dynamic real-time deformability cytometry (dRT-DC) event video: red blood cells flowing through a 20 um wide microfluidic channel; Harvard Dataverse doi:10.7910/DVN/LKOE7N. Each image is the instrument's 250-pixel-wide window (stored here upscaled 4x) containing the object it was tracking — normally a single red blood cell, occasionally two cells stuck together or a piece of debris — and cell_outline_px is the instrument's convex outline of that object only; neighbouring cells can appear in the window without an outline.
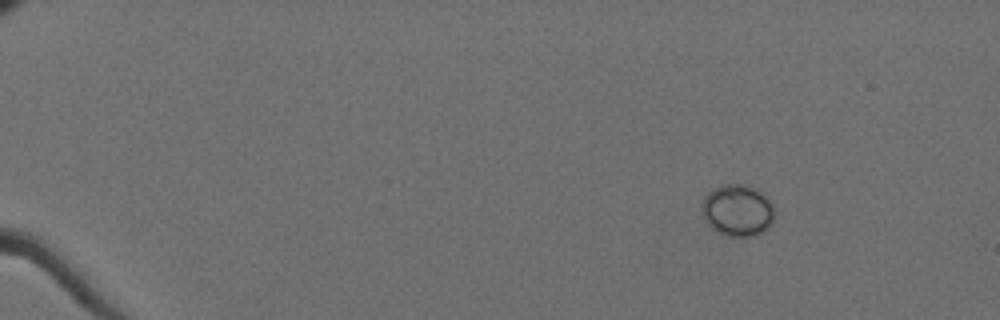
{"species": "Egyptian fruit bat (a non-hibernating species)", "species_latin": "Rousettus aegyptiacus", "temperature_condition": "cold", "stored_images_in_passage": 52, "camera_frame_rate_fps": 3000, "um_per_image_px": 0.085, "animal": {"sex": "female"}, "frame": {"image": 1, "passage_image": 1, "time_ms": 0.0, "image_size_px": [1000, 320], "cell_outline_px": [[776, 212], [772, 224], [764, 232], [756, 236], [728, 236], [716, 232], [708, 224], [700, 208], [704, 196], [708, 192], [720, 184], [744, 184], [760, 192], [772, 204]], "centroid_in_image_um": [62.69, 17.9], "position_along_channel_um": 22.3, "area_um2": 22.14}}
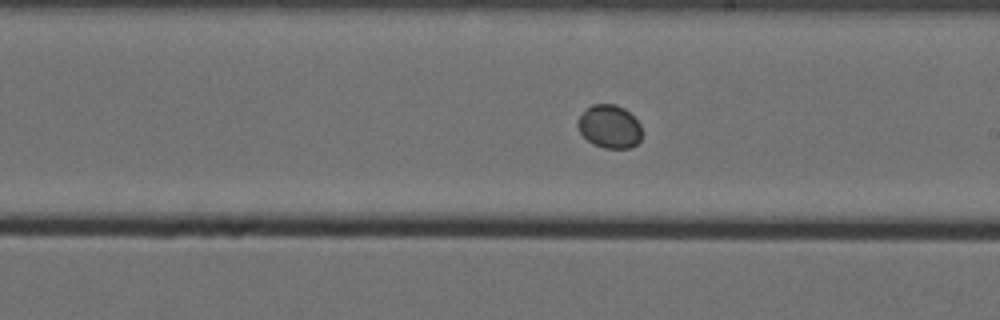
{"frame": {"image": 2, "passage_image": 30, "time_ms": 9.667, "image_size_px": [1000, 320], "cell_outline_px": [[640, 140], [632, 148], [604, 148], [592, 144], [580, 132], [576, 124], [576, 120], [592, 104], [616, 104], [624, 108], [640, 124]], "centroid_in_image_um": [51.79, 10.76], "position_along_channel_um": 237.2, "area_um2": 16.07}}
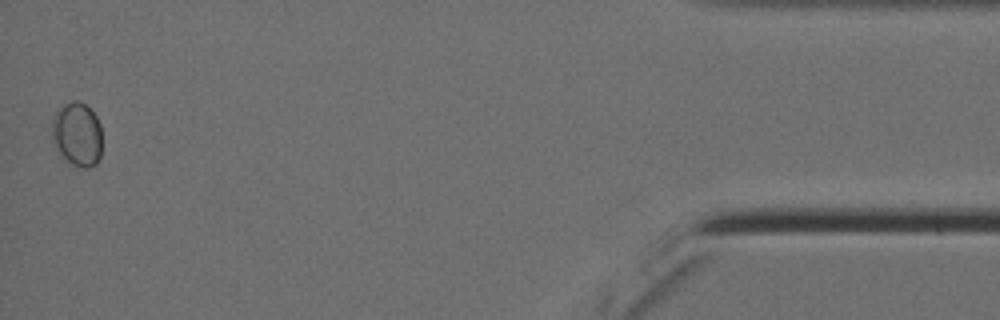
{"frame": {"image": 3, "passage_image": 52, "time_ms": 17.0, "image_size_px": [1000, 320], "cell_outline_px": [[100, 160], [96, 164], [88, 168], [84, 168], [72, 164], [60, 156], [56, 152], [52, 144], [52, 116], [56, 108], [72, 100], [76, 100], [84, 104], [96, 116], [100, 124]], "centroid_in_image_um": [6.5, 11.42], "position_along_channel_um": 428.7, "area_um2": 19.07}}